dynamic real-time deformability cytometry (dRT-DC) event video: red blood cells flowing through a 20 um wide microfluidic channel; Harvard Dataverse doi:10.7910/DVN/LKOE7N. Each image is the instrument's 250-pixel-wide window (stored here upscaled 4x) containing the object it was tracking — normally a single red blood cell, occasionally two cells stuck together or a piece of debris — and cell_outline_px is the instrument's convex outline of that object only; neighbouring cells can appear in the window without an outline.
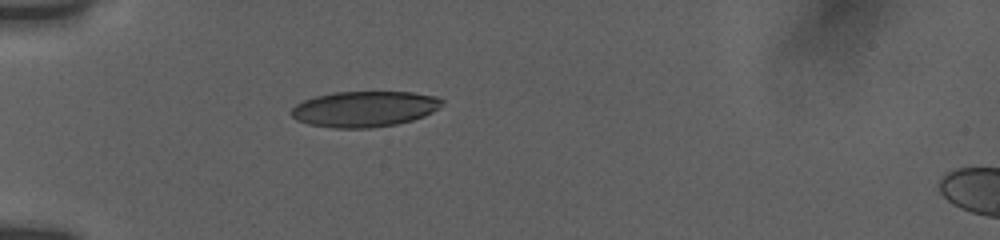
{"species": "human", "species_latin": "Homo sapiens", "temperature_condition": "room temperature", "stored_images_in_passage": 7, "camera_frame_rate_fps": 3000, "um_per_image_px": 0.085, "donor": {"sex": "female"}, "frame": {"image": 1, "passage_image": 1, "time_ms": 0.0, "image_size_px": [1000, 240], "cell_outline_px": [[444, 100], [432, 112], [424, 116], [412, 120], [396, 124], [372, 128], [332, 128], [308, 124], [296, 120], [288, 112], [296, 104], [304, 100], [316, 96], [332, 92], [412, 92], [436, 96]], "centroid_in_image_um": [30.93, 9.26], "position_along_channel_um": 54.1, "area_um2": 31.44}}
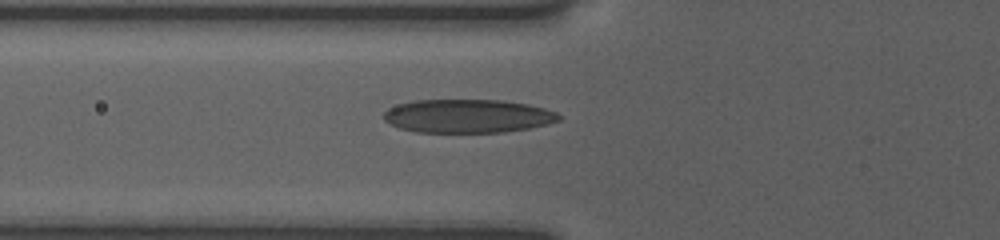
{"frame": {"image": 2, "passage_image": 4, "time_ms": 1.333, "image_size_px": [1000, 240], "cell_outline_px": [[560, 120], [548, 124], [528, 128], [504, 132], [416, 132], [400, 128], [384, 120], [384, 112], [388, 108], [400, 104], [416, 100], [500, 100], [528, 104], [544, 108], [556, 112], [560, 116]], "centroid_in_image_um": [39.77, 9.86], "position_along_channel_um": 86.0, "area_um2": 34.04}}
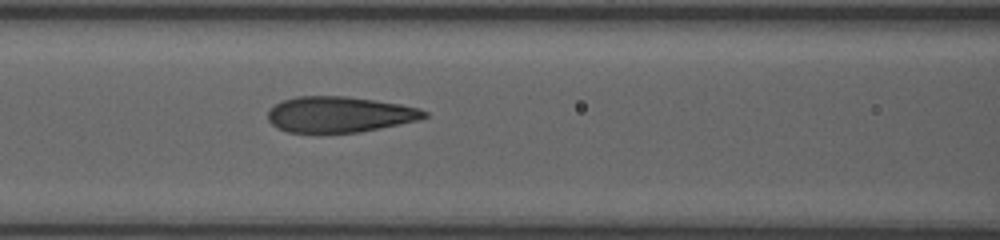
{"frame": {"image": 3, "passage_image": 7, "time_ms": 2.667, "image_size_px": [1000, 240], "cell_outline_px": [[428, 116], [420, 120], [360, 132], [288, 132], [276, 128], [268, 120], [268, 112], [276, 104], [284, 100], [296, 96], [348, 96], [376, 100], [400, 104], [420, 108], [428, 112]], "centroid_in_image_um": [28.89, 9.72], "position_along_channel_um": 137.7, "area_um2": 32.66}}